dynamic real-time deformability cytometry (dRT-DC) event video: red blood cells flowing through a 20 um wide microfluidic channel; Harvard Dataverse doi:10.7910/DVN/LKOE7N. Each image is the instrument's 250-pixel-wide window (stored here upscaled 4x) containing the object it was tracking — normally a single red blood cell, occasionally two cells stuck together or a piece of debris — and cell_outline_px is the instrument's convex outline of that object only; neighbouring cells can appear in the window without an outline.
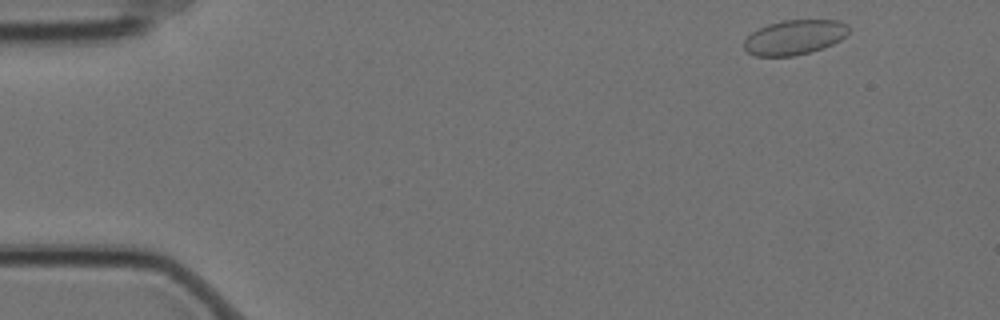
{"species": "Egyptian fruit bat (a non-hibernating species)", "species_latin": "Rousettus aegyptiacus", "temperature_condition": "cold", "stored_images_in_passage": 10, "camera_frame_rate_fps": 3000, "um_per_image_px": 0.085, "animal": {"sex": "female"}, "frame": {"image": 1, "passage_image": 1, "time_ms": 0.0, "image_size_px": [1000, 320], "cell_outline_px": [[848, 32], [840, 40], [824, 48], [812, 52], [796, 56], [756, 56], [748, 52], [744, 48], [744, 40], [756, 28], [780, 20], [840, 20], [848, 24]], "centroid_in_image_um": [67.53, 3.17], "position_along_channel_um": 17.5, "area_um2": 21.44}}
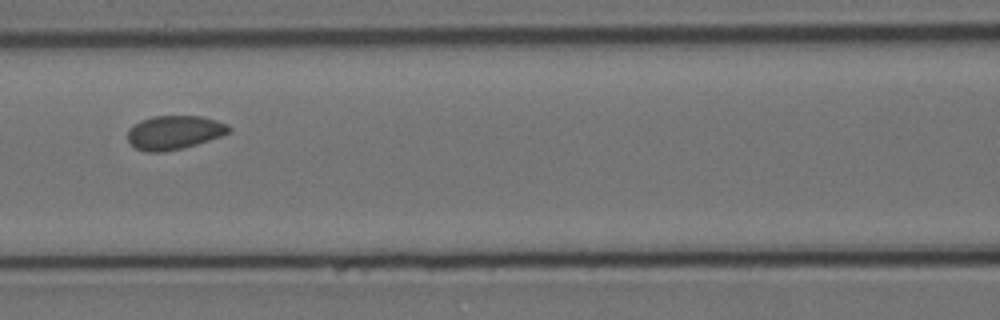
{"frame": {"image": 2, "passage_image": 6, "time_ms": 1.667, "image_size_px": [1000, 320], "cell_outline_px": [[232, 128], [228, 132], [220, 136], [184, 148], [164, 152], [148, 152], [136, 148], [128, 140], [128, 128], [140, 120], [152, 116], [200, 116], [216, 120], [228, 124]], "centroid_in_image_um": [14.79, 11.25], "position_along_channel_um": 151.8, "area_um2": 19.94}}
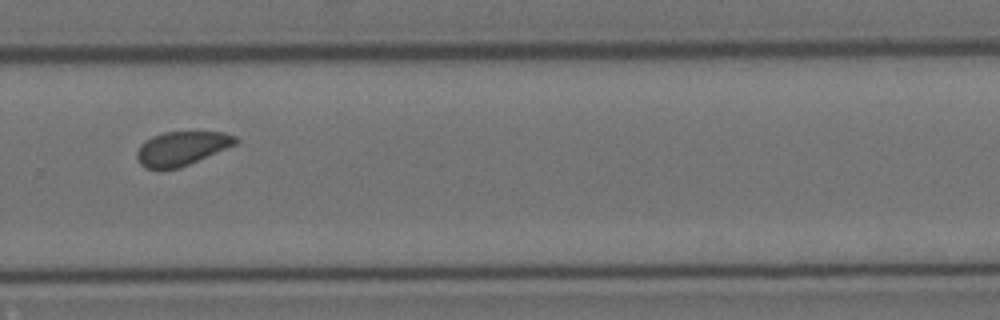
{"frame": {"image": 3, "passage_image": 10, "time_ms": 3.0, "image_size_px": [1000, 320], "cell_outline_px": [[240, 140], [236, 144], [180, 168], [144, 168], [140, 164], [136, 156], [136, 152], [140, 144], [144, 140], [152, 136], [164, 132], [224, 132], [236, 136]], "centroid_in_image_um": [15.43, 12.6], "position_along_channel_um": 314.4, "area_um2": 19.54}}